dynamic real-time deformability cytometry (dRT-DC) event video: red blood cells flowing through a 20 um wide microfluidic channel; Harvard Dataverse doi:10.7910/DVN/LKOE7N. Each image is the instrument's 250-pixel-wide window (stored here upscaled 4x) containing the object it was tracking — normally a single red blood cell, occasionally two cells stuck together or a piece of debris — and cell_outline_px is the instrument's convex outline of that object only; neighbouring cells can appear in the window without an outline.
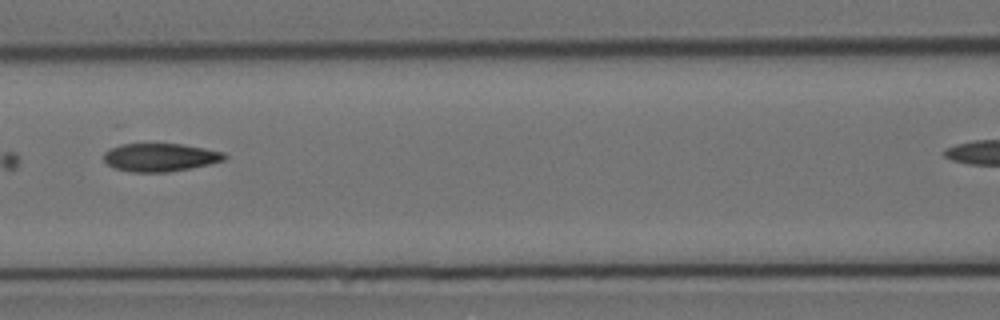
{"species": "Egyptian fruit bat (a non-hibernating species)", "species_latin": "Rousettus aegyptiacus", "temperature_condition": "cold", "stored_images_in_passage": 13, "camera_frame_rate_fps": 3000, "um_per_image_px": 0.085, "animal": {"sex": "female"}, "frame": {"image": 1, "passage_image": 6, "time_ms": 7.0, "image_size_px": [1000, 320], "cell_outline_px": [[228, 156], [224, 160], [208, 164], [168, 172], [132, 172], [112, 168], [104, 160], [104, 152], [120, 144], [180, 144], [204, 148], [224, 152]], "centroid_in_image_um": [13.59, 13.38], "position_along_channel_um": 153.0, "area_um2": 19.65}}
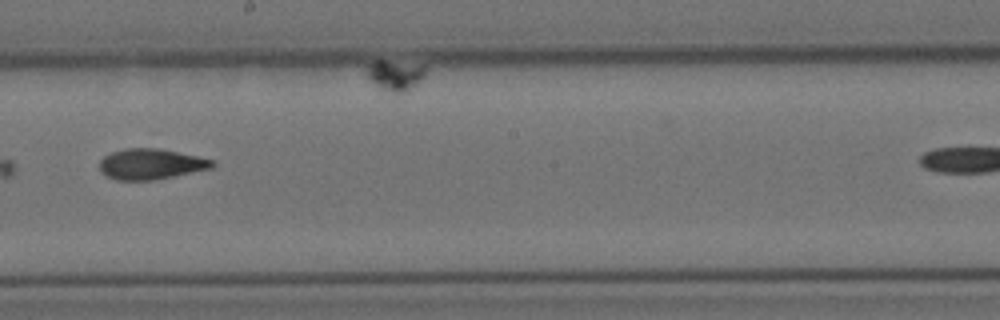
{"frame": {"image": 2, "passage_image": 8, "time_ms": 9.333, "image_size_px": [1000, 320], "cell_outline_px": [[216, 164], [212, 168], [152, 180], [116, 180], [100, 172], [100, 160], [104, 156], [112, 152], [124, 148], [160, 148], [216, 160]], "centroid_in_image_um": [12.83, 13.93], "position_along_channel_um": 235.4, "area_um2": 20.11}}
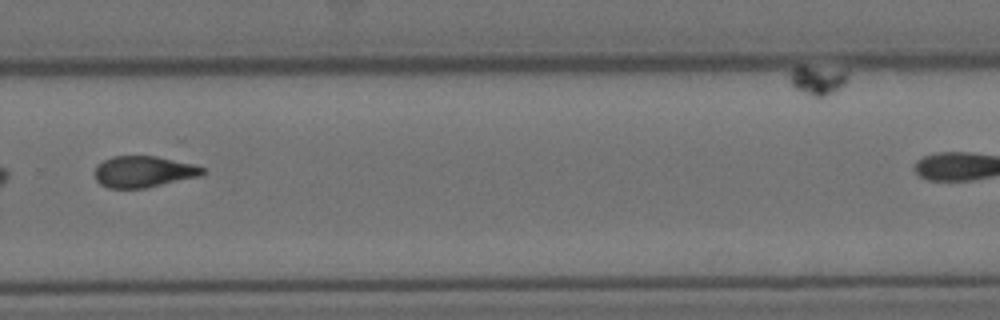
{"frame": {"image": 3, "passage_image": 10, "time_ms": 11.667, "image_size_px": [1000, 320], "cell_outline_px": [[204, 172], [200, 176], [144, 188], [108, 188], [100, 184], [96, 180], [96, 164], [112, 156], [156, 156], [196, 164], [204, 168]], "centroid_in_image_um": [12.2, 14.58], "position_along_channel_um": 317.6, "area_um2": 19.65}}